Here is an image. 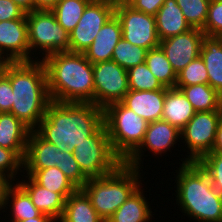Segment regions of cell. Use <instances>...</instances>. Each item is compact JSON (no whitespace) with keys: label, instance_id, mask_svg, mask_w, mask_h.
I'll return each mask as SVG.
<instances>
[{"label":"cell","instance_id":"obj_1","mask_svg":"<svg viewBox=\"0 0 222 222\" xmlns=\"http://www.w3.org/2000/svg\"><path fill=\"white\" fill-rule=\"evenodd\" d=\"M103 124V109L93 103L51 101L35 131L61 151L73 153L76 145L93 135Z\"/></svg>","mask_w":222,"mask_h":222},{"label":"cell","instance_id":"obj_2","mask_svg":"<svg viewBox=\"0 0 222 222\" xmlns=\"http://www.w3.org/2000/svg\"><path fill=\"white\" fill-rule=\"evenodd\" d=\"M39 60L11 62L4 72L13 92L10 113L31 131L38 127L51 102L46 68Z\"/></svg>","mask_w":222,"mask_h":222},{"label":"cell","instance_id":"obj_3","mask_svg":"<svg viewBox=\"0 0 222 222\" xmlns=\"http://www.w3.org/2000/svg\"><path fill=\"white\" fill-rule=\"evenodd\" d=\"M53 102L93 103V64L84 53L56 52L42 59Z\"/></svg>","mask_w":222,"mask_h":222},{"label":"cell","instance_id":"obj_4","mask_svg":"<svg viewBox=\"0 0 222 222\" xmlns=\"http://www.w3.org/2000/svg\"><path fill=\"white\" fill-rule=\"evenodd\" d=\"M176 175V203L198 222H222V195L198 162L180 164Z\"/></svg>","mask_w":222,"mask_h":222},{"label":"cell","instance_id":"obj_5","mask_svg":"<svg viewBox=\"0 0 222 222\" xmlns=\"http://www.w3.org/2000/svg\"><path fill=\"white\" fill-rule=\"evenodd\" d=\"M140 170L122 163L114 172L92 177L81 188L92 206L106 222L113 213L142 185Z\"/></svg>","mask_w":222,"mask_h":222},{"label":"cell","instance_id":"obj_6","mask_svg":"<svg viewBox=\"0 0 222 222\" xmlns=\"http://www.w3.org/2000/svg\"><path fill=\"white\" fill-rule=\"evenodd\" d=\"M103 122L111 147L123 162L140 146L149 125L121 102L103 109Z\"/></svg>","mask_w":222,"mask_h":222},{"label":"cell","instance_id":"obj_7","mask_svg":"<svg viewBox=\"0 0 222 222\" xmlns=\"http://www.w3.org/2000/svg\"><path fill=\"white\" fill-rule=\"evenodd\" d=\"M73 156L88 178L106 176L123 163L111 147L104 124L93 135L75 146Z\"/></svg>","mask_w":222,"mask_h":222},{"label":"cell","instance_id":"obj_8","mask_svg":"<svg viewBox=\"0 0 222 222\" xmlns=\"http://www.w3.org/2000/svg\"><path fill=\"white\" fill-rule=\"evenodd\" d=\"M30 61L31 51L41 50L45 58L56 52H69V33L59 25L49 9H37L26 13Z\"/></svg>","mask_w":222,"mask_h":222},{"label":"cell","instance_id":"obj_9","mask_svg":"<svg viewBox=\"0 0 222 222\" xmlns=\"http://www.w3.org/2000/svg\"><path fill=\"white\" fill-rule=\"evenodd\" d=\"M222 110L196 112L186 126L180 131L181 140L188 148V157L182 164L198 162L205 154L212 151L215 135Z\"/></svg>","mask_w":222,"mask_h":222},{"label":"cell","instance_id":"obj_10","mask_svg":"<svg viewBox=\"0 0 222 222\" xmlns=\"http://www.w3.org/2000/svg\"><path fill=\"white\" fill-rule=\"evenodd\" d=\"M116 0H92L69 33V52L84 53L102 26L115 14Z\"/></svg>","mask_w":222,"mask_h":222},{"label":"cell","instance_id":"obj_11","mask_svg":"<svg viewBox=\"0 0 222 222\" xmlns=\"http://www.w3.org/2000/svg\"><path fill=\"white\" fill-rule=\"evenodd\" d=\"M115 15L122 26V38L147 50L159 47L155 16L137 11L124 0H116Z\"/></svg>","mask_w":222,"mask_h":222},{"label":"cell","instance_id":"obj_12","mask_svg":"<svg viewBox=\"0 0 222 222\" xmlns=\"http://www.w3.org/2000/svg\"><path fill=\"white\" fill-rule=\"evenodd\" d=\"M94 104L102 109L121 102L129 91L128 72L114 61L93 64Z\"/></svg>","mask_w":222,"mask_h":222},{"label":"cell","instance_id":"obj_13","mask_svg":"<svg viewBox=\"0 0 222 222\" xmlns=\"http://www.w3.org/2000/svg\"><path fill=\"white\" fill-rule=\"evenodd\" d=\"M180 130L165 120H157L149 123L144 138L140 146L123 162L124 164L140 169L142 162V149L150 150L154 155L166 153L170 151L176 141L180 142ZM146 147V148H145ZM162 153V154H161Z\"/></svg>","mask_w":222,"mask_h":222},{"label":"cell","instance_id":"obj_14","mask_svg":"<svg viewBox=\"0 0 222 222\" xmlns=\"http://www.w3.org/2000/svg\"><path fill=\"white\" fill-rule=\"evenodd\" d=\"M204 37L203 30L192 28L183 34L160 41L159 46L164 51L176 74L200 56Z\"/></svg>","mask_w":222,"mask_h":222},{"label":"cell","instance_id":"obj_15","mask_svg":"<svg viewBox=\"0 0 222 222\" xmlns=\"http://www.w3.org/2000/svg\"><path fill=\"white\" fill-rule=\"evenodd\" d=\"M0 50L11 62L30 61L26 19L0 22Z\"/></svg>","mask_w":222,"mask_h":222},{"label":"cell","instance_id":"obj_16","mask_svg":"<svg viewBox=\"0 0 222 222\" xmlns=\"http://www.w3.org/2000/svg\"><path fill=\"white\" fill-rule=\"evenodd\" d=\"M60 152L59 147L44 140L35 130L30 131L23 159V172L56 167Z\"/></svg>","mask_w":222,"mask_h":222},{"label":"cell","instance_id":"obj_17","mask_svg":"<svg viewBox=\"0 0 222 222\" xmlns=\"http://www.w3.org/2000/svg\"><path fill=\"white\" fill-rule=\"evenodd\" d=\"M166 87L156 91L129 90L121 103L148 123L162 119Z\"/></svg>","mask_w":222,"mask_h":222},{"label":"cell","instance_id":"obj_18","mask_svg":"<svg viewBox=\"0 0 222 222\" xmlns=\"http://www.w3.org/2000/svg\"><path fill=\"white\" fill-rule=\"evenodd\" d=\"M122 39V26L114 14L100 29L93 43L84 52L91 64L111 61L115 46Z\"/></svg>","mask_w":222,"mask_h":222},{"label":"cell","instance_id":"obj_19","mask_svg":"<svg viewBox=\"0 0 222 222\" xmlns=\"http://www.w3.org/2000/svg\"><path fill=\"white\" fill-rule=\"evenodd\" d=\"M28 177V178H27ZM28 180L19 181L18 184L28 193L35 207L45 215L59 221L65 207V198L60 193H55L38 185L30 176Z\"/></svg>","mask_w":222,"mask_h":222},{"label":"cell","instance_id":"obj_20","mask_svg":"<svg viewBox=\"0 0 222 222\" xmlns=\"http://www.w3.org/2000/svg\"><path fill=\"white\" fill-rule=\"evenodd\" d=\"M30 131L12 113H0V147L13 150L22 160L25 157Z\"/></svg>","mask_w":222,"mask_h":222},{"label":"cell","instance_id":"obj_21","mask_svg":"<svg viewBox=\"0 0 222 222\" xmlns=\"http://www.w3.org/2000/svg\"><path fill=\"white\" fill-rule=\"evenodd\" d=\"M155 20L160 41L192 29L176 0H165L156 13Z\"/></svg>","mask_w":222,"mask_h":222},{"label":"cell","instance_id":"obj_22","mask_svg":"<svg viewBox=\"0 0 222 222\" xmlns=\"http://www.w3.org/2000/svg\"><path fill=\"white\" fill-rule=\"evenodd\" d=\"M195 113L192 104L180 89L166 87L162 120L169 122L181 131Z\"/></svg>","mask_w":222,"mask_h":222},{"label":"cell","instance_id":"obj_23","mask_svg":"<svg viewBox=\"0 0 222 222\" xmlns=\"http://www.w3.org/2000/svg\"><path fill=\"white\" fill-rule=\"evenodd\" d=\"M200 56L208 74V84L222 95V41L217 36L203 38Z\"/></svg>","mask_w":222,"mask_h":222},{"label":"cell","instance_id":"obj_24","mask_svg":"<svg viewBox=\"0 0 222 222\" xmlns=\"http://www.w3.org/2000/svg\"><path fill=\"white\" fill-rule=\"evenodd\" d=\"M58 222H105L96 212L89 197L77 189L65 200L63 214Z\"/></svg>","mask_w":222,"mask_h":222},{"label":"cell","instance_id":"obj_25","mask_svg":"<svg viewBox=\"0 0 222 222\" xmlns=\"http://www.w3.org/2000/svg\"><path fill=\"white\" fill-rule=\"evenodd\" d=\"M140 186L106 222H149L152 211Z\"/></svg>","mask_w":222,"mask_h":222},{"label":"cell","instance_id":"obj_26","mask_svg":"<svg viewBox=\"0 0 222 222\" xmlns=\"http://www.w3.org/2000/svg\"><path fill=\"white\" fill-rule=\"evenodd\" d=\"M180 89L196 112L222 110V95L209 84L175 86Z\"/></svg>","mask_w":222,"mask_h":222},{"label":"cell","instance_id":"obj_27","mask_svg":"<svg viewBox=\"0 0 222 222\" xmlns=\"http://www.w3.org/2000/svg\"><path fill=\"white\" fill-rule=\"evenodd\" d=\"M25 171L26 176H30L38 185L60 193L65 199L78 189L58 167Z\"/></svg>","mask_w":222,"mask_h":222},{"label":"cell","instance_id":"obj_28","mask_svg":"<svg viewBox=\"0 0 222 222\" xmlns=\"http://www.w3.org/2000/svg\"><path fill=\"white\" fill-rule=\"evenodd\" d=\"M11 198V200H10ZM11 201V202H10ZM11 203V222H19L38 217L41 212L32 203L28 193L18 184L10 186L6 196V204Z\"/></svg>","mask_w":222,"mask_h":222},{"label":"cell","instance_id":"obj_29","mask_svg":"<svg viewBox=\"0 0 222 222\" xmlns=\"http://www.w3.org/2000/svg\"><path fill=\"white\" fill-rule=\"evenodd\" d=\"M92 0H59L50 10L59 25L70 33L78 24L86 6Z\"/></svg>","mask_w":222,"mask_h":222},{"label":"cell","instance_id":"obj_30","mask_svg":"<svg viewBox=\"0 0 222 222\" xmlns=\"http://www.w3.org/2000/svg\"><path fill=\"white\" fill-rule=\"evenodd\" d=\"M145 63L164 87L175 88L177 74L160 46L147 51Z\"/></svg>","mask_w":222,"mask_h":222},{"label":"cell","instance_id":"obj_31","mask_svg":"<svg viewBox=\"0 0 222 222\" xmlns=\"http://www.w3.org/2000/svg\"><path fill=\"white\" fill-rule=\"evenodd\" d=\"M147 51V49L132 45L122 38L114 48L112 61L128 71L130 68L145 62Z\"/></svg>","mask_w":222,"mask_h":222},{"label":"cell","instance_id":"obj_32","mask_svg":"<svg viewBox=\"0 0 222 222\" xmlns=\"http://www.w3.org/2000/svg\"><path fill=\"white\" fill-rule=\"evenodd\" d=\"M129 90L135 91H156L164 86L152 74L146 63L130 68L128 71Z\"/></svg>","mask_w":222,"mask_h":222},{"label":"cell","instance_id":"obj_33","mask_svg":"<svg viewBox=\"0 0 222 222\" xmlns=\"http://www.w3.org/2000/svg\"><path fill=\"white\" fill-rule=\"evenodd\" d=\"M191 28L203 29L210 0H176Z\"/></svg>","mask_w":222,"mask_h":222},{"label":"cell","instance_id":"obj_34","mask_svg":"<svg viewBox=\"0 0 222 222\" xmlns=\"http://www.w3.org/2000/svg\"><path fill=\"white\" fill-rule=\"evenodd\" d=\"M195 84H208L207 69L201 56H198L177 73L175 86H190Z\"/></svg>","mask_w":222,"mask_h":222},{"label":"cell","instance_id":"obj_35","mask_svg":"<svg viewBox=\"0 0 222 222\" xmlns=\"http://www.w3.org/2000/svg\"><path fill=\"white\" fill-rule=\"evenodd\" d=\"M64 175L78 188L81 189L89 178L82 172L73 153L61 151L59 163L56 165Z\"/></svg>","mask_w":222,"mask_h":222},{"label":"cell","instance_id":"obj_36","mask_svg":"<svg viewBox=\"0 0 222 222\" xmlns=\"http://www.w3.org/2000/svg\"><path fill=\"white\" fill-rule=\"evenodd\" d=\"M198 163L208 173L213 187L222 195V153L209 152Z\"/></svg>","mask_w":222,"mask_h":222},{"label":"cell","instance_id":"obj_37","mask_svg":"<svg viewBox=\"0 0 222 222\" xmlns=\"http://www.w3.org/2000/svg\"><path fill=\"white\" fill-rule=\"evenodd\" d=\"M202 30L206 36L222 34V0H210L207 18Z\"/></svg>","mask_w":222,"mask_h":222},{"label":"cell","instance_id":"obj_38","mask_svg":"<svg viewBox=\"0 0 222 222\" xmlns=\"http://www.w3.org/2000/svg\"><path fill=\"white\" fill-rule=\"evenodd\" d=\"M22 168L23 160L13 150L0 147V175L16 181L14 179Z\"/></svg>","mask_w":222,"mask_h":222},{"label":"cell","instance_id":"obj_39","mask_svg":"<svg viewBox=\"0 0 222 222\" xmlns=\"http://www.w3.org/2000/svg\"><path fill=\"white\" fill-rule=\"evenodd\" d=\"M13 92L10 79L4 74H0V113L10 112L13 102Z\"/></svg>","mask_w":222,"mask_h":222},{"label":"cell","instance_id":"obj_40","mask_svg":"<svg viewBox=\"0 0 222 222\" xmlns=\"http://www.w3.org/2000/svg\"><path fill=\"white\" fill-rule=\"evenodd\" d=\"M13 19H26V12L12 0H0V22Z\"/></svg>","mask_w":222,"mask_h":222},{"label":"cell","instance_id":"obj_41","mask_svg":"<svg viewBox=\"0 0 222 222\" xmlns=\"http://www.w3.org/2000/svg\"><path fill=\"white\" fill-rule=\"evenodd\" d=\"M137 11L155 16L165 0H124Z\"/></svg>","mask_w":222,"mask_h":222},{"label":"cell","instance_id":"obj_42","mask_svg":"<svg viewBox=\"0 0 222 222\" xmlns=\"http://www.w3.org/2000/svg\"><path fill=\"white\" fill-rule=\"evenodd\" d=\"M12 181L11 178L0 175V211L5 207L7 209V206H10L6 204V196L8 189L13 184Z\"/></svg>","mask_w":222,"mask_h":222},{"label":"cell","instance_id":"obj_43","mask_svg":"<svg viewBox=\"0 0 222 222\" xmlns=\"http://www.w3.org/2000/svg\"><path fill=\"white\" fill-rule=\"evenodd\" d=\"M211 152L222 153V118L220 119L217 127L214 146Z\"/></svg>","mask_w":222,"mask_h":222},{"label":"cell","instance_id":"obj_44","mask_svg":"<svg viewBox=\"0 0 222 222\" xmlns=\"http://www.w3.org/2000/svg\"><path fill=\"white\" fill-rule=\"evenodd\" d=\"M20 8H22L26 13L37 10L34 5V0H12Z\"/></svg>","mask_w":222,"mask_h":222},{"label":"cell","instance_id":"obj_45","mask_svg":"<svg viewBox=\"0 0 222 222\" xmlns=\"http://www.w3.org/2000/svg\"><path fill=\"white\" fill-rule=\"evenodd\" d=\"M59 0H34L36 9H51Z\"/></svg>","mask_w":222,"mask_h":222},{"label":"cell","instance_id":"obj_46","mask_svg":"<svg viewBox=\"0 0 222 222\" xmlns=\"http://www.w3.org/2000/svg\"><path fill=\"white\" fill-rule=\"evenodd\" d=\"M19 222H57V220H55L54 218L48 215L41 213L38 217L30 218V219L19 221Z\"/></svg>","mask_w":222,"mask_h":222},{"label":"cell","instance_id":"obj_47","mask_svg":"<svg viewBox=\"0 0 222 222\" xmlns=\"http://www.w3.org/2000/svg\"><path fill=\"white\" fill-rule=\"evenodd\" d=\"M11 61L7 56L0 50V74L4 73Z\"/></svg>","mask_w":222,"mask_h":222},{"label":"cell","instance_id":"obj_48","mask_svg":"<svg viewBox=\"0 0 222 222\" xmlns=\"http://www.w3.org/2000/svg\"><path fill=\"white\" fill-rule=\"evenodd\" d=\"M217 37L222 41V34H219Z\"/></svg>","mask_w":222,"mask_h":222}]
</instances>
